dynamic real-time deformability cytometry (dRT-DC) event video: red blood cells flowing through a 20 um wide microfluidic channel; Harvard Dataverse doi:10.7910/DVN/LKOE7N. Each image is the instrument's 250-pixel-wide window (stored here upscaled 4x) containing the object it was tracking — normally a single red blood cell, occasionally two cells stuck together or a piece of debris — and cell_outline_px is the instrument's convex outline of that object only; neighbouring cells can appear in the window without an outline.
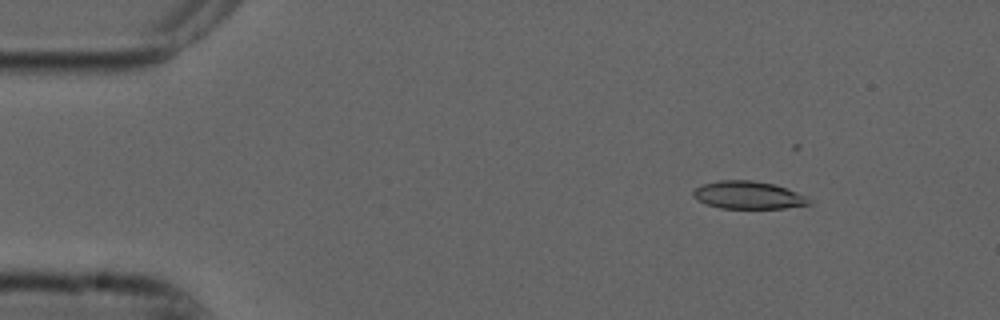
{"species": "common noctule bat (a hibernating species)", "species_latin": "Nyctalus noctula", "temperature_condition": "cold", "stored_images_in_passage": 8, "camera_frame_rate_fps": 3000, "um_per_image_px": 0.085, "animal": {"sex": "male", "forearm_length_mm": 52.5}, "frame": {"image": 1, "passage_image": 4, "time_ms": 1.0, "image_size_px": [1000, 320], "cell_outline_px": [[812, 204], [784, 208], [720, 208], [704, 204], [692, 196], [692, 192], [696, 188], [704, 184], [720, 180], [752, 180], [772, 184], [788, 188], [812, 200]], "centroid_in_image_um": [63.59, 16.59], "position_along_channel_um": 21.4, "area_um2": 18.67}}